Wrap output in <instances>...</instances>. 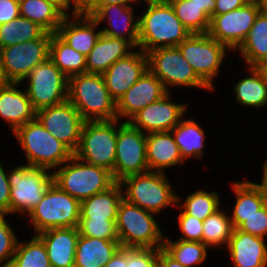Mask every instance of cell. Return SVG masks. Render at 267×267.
<instances>
[{
  "label": "cell",
  "mask_w": 267,
  "mask_h": 267,
  "mask_svg": "<svg viewBox=\"0 0 267 267\" xmlns=\"http://www.w3.org/2000/svg\"><path fill=\"white\" fill-rule=\"evenodd\" d=\"M68 100L85 121L116 120V101L103 75L82 73L68 78Z\"/></svg>",
  "instance_id": "1"
},
{
  "label": "cell",
  "mask_w": 267,
  "mask_h": 267,
  "mask_svg": "<svg viewBox=\"0 0 267 267\" xmlns=\"http://www.w3.org/2000/svg\"><path fill=\"white\" fill-rule=\"evenodd\" d=\"M147 6L138 23V48L145 53L159 47H177L191 34L170 3Z\"/></svg>",
  "instance_id": "2"
},
{
  "label": "cell",
  "mask_w": 267,
  "mask_h": 267,
  "mask_svg": "<svg viewBox=\"0 0 267 267\" xmlns=\"http://www.w3.org/2000/svg\"><path fill=\"white\" fill-rule=\"evenodd\" d=\"M22 150L25 152L27 164L47 170L60 167L74 153L56 137H54L35 118L19 127L14 133Z\"/></svg>",
  "instance_id": "3"
},
{
  "label": "cell",
  "mask_w": 267,
  "mask_h": 267,
  "mask_svg": "<svg viewBox=\"0 0 267 267\" xmlns=\"http://www.w3.org/2000/svg\"><path fill=\"white\" fill-rule=\"evenodd\" d=\"M52 173L53 183L80 203L108 190L116 181L106 168L88 164L75 155Z\"/></svg>",
  "instance_id": "4"
},
{
  "label": "cell",
  "mask_w": 267,
  "mask_h": 267,
  "mask_svg": "<svg viewBox=\"0 0 267 267\" xmlns=\"http://www.w3.org/2000/svg\"><path fill=\"white\" fill-rule=\"evenodd\" d=\"M155 215L122 199L116 220L121 247L163 248L165 235L161 232Z\"/></svg>",
  "instance_id": "5"
},
{
  "label": "cell",
  "mask_w": 267,
  "mask_h": 267,
  "mask_svg": "<svg viewBox=\"0 0 267 267\" xmlns=\"http://www.w3.org/2000/svg\"><path fill=\"white\" fill-rule=\"evenodd\" d=\"M123 199L155 214L164 208L177 204L175 193L163 172L148 171L130 175L120 182Z\"/></svg>",
  "instance_id": "6"
},
{
  "label": "cell",
  "mask_w": 267,
  "mask_h": 267,
  "mask_svg": "<svg viewBox=\"0 0 267 267\" xmlns=\"http://www.w3.org/2000/svg\"><path fill=\"white\" fill-rule=\"evenodd\" d=\"M122 123L119 119L85 121L74 155L83 162L106 168L114 178L117 130Z\"/></svg>",
  "instance_id": "7"
},
{
  "label": "cell",
  "mask_w": 267,
  "mask_h": 267,
  "mask_svg": "<svg viewBox=\"0 0 267 267\" xmlns=\"http://www.w3.org/2000/svg\"><path fill=\"white\" fill-rule=\"evenodd\" d=\"M80 202L52 183L41 201L29 212L34 234L62 227H78Z\"/></svg>",
  "instance_id": "8"
},
{
  "label": "cell",
  "mask_w": 267,
  "mask_h": 267,
  "mask_svg": "<svg viewBox=\"0 0 267 267\" xmlns=\"http://www.w3.org/2000/svg\"><path fill=\"white\" fill-rule=\"evenodd\" d=\"M49 170L21 164L8 170L10 214H29L53 183Z\"/></svg>",
  "instance_id": "9"
},
{
  "label": "cell",
  "mask_w": 267,
  "mask_h": 267,
  "mask_svg": "<svg viewBox=\"0 0 267 267\" xmlns=\"http://www.w3.org/2000/svg\"><path fill=\"white\" fill-rule=\"evenodd\" d=\"M177 47L196 75L212 91L215 90L213 80L220 71L229 49L208 33L190 34Z\"/></svg>",
  "instance_id": "10"
},
{
  "label": "cell",
  "mask_w": 267,
  "mask_h": 267,
  "mask_svg": "<svg viewBox=\"0 0 267 267\" xmlns=\"http://www.w3.org/2000/svg\"><path fill=\"white\" fill-rule=\"evenodd\" d=\"M146 54L148 69L163 83L168 92L171 91L170 87L179 86L211 91L196 75L178 47H159Z\"/></svg>",
  "instance_id": "11"
},
{
  "label": "cell",
  "mask_w": 267,
  "mask_h": 267,
  "mask_svg": "<svg viewBox=\"0 0 267 267\" xmlns=\"http://www.w3.org/2000/svg\"><path fill=\"white\" fill-rule=\"evenodd\" d=\"M51 33L0 49V64L9 82L21 83L39 64L49 59Z\"/></svg>",
  "instance_id": "12"
},
{
  "label": "cell",
  "mask_w": 267,
  "mask_h": 267,
  "mask_svg": "<svg viewBox=\"0 0 267 267\" xmlns=\"http://www.w3.org/2000/svg\"><path fill=\"white\" fill-rule=\"evenodd\" d=\"M24 80L35 111L68 100V77L50 59L37 65Z\"/></svg>",
  "instance_id": "13"
},
{
  "label": "cell",
  "mask_w": 267,
  "mask_h": 267,
  "mask_svg": "<svg viewBox=\"0 0 267 267\" xmlns=\"http://www.w3.org/2000/svg\"><path fill=\"white\" fill-rule=\"evenodd\" d=\"M148 171L146 134L133 128L124 119L117 130L114 180L120 182L127 176Z\"/></svg>",
  "instance_id": "14"
},
{
  "label": "cell",
  "mask_w": 267,
  "mask_h": 267,
  "mask_svg": "<svg viewBox=\"0 0 267 267\" xmlns=\"http://www.w3.org/2000/svg\"><path fill=\"white\" fill-rule=\"evenodd\" d=\"M260 12L258 0L221 15H212L208 34L232 51H237Z\"/></svg>",
  "instance_id": "15"
},
{
  "label": "cell",
  "mask_w": 267,
  "mask_h": 267,
  "mask_svg": "<svg viewBox=\"0 0 267 267\" xmlns=\"http://www.w3.org/2000/svg\"><path fill=\"white\" fill-rule=\"evenodd\" d=\"M35 118L73 153L77 150L85 120L69 100L36 111Z\"/></svg>",
  "instance_id": "16"
},
{
  "label": "cell",
  "mask_w": 267,
  "mask_h": 267,
  "mask_svg": "<svg viewBox=\"0 0 267 267\" xmlns=\"http://www.w3.org/2000/svg\"><path fill=\"white\" fill-rule=\"evenodd\" d=\"M170 92L144 107L127 121L133 128L144 134L171 131L183 118L187 110V103L171 101Z\"/></svg>",
  "instance_id": "17"
},
{
  "label": "cell",
  "mask_w": 267,
  "mask_h": 267,
  "mask_svg": "<svg viewBox=\"0 0 267 267\" xmlns=\"http://www.w3.org/2000/svg\"><path fill=\"white\" fill-rule=\"evenodd\" d=\"M148 69L147 54L139 49L115 61L102 75L111 97L118 102Z\"/></svg>",
  "instance_id": "18"
},
{
  "label": "cell",
  "mask_w": 267,
  "mask_h": 267,
  "mask_svg": "<svg viewBox=\"0 0 267 267\" xmlns=\"http://www.w3.org/2000/svg\"><path fill=\"white\" fill-rule=\"evenodd\" d=\"M168 93L163 83L149 70L132 85L116 103L117 119H129L139 110ZM123 118V119H121Z\"/></svg>",
  "instance_id": "19"
},
{
  "label": "cell",
  "mask_w": 267,
  "mask_h": 267,
  "mask_svg": "<svg viewBox=\"0 0 267 267\" xmlns=\"http://www.w3.org/2000/svg\"><path fill=\"white\" fill-rule=\"evenodd\" d=\"M131 5L108 4L101 6L91 17L98 25L103 21L108 22V27L100 29L105 36L126 39L135 48H138L139 18L134 15Z\"/></svg>",
  "instance_id": "20"
},
{
  "label": "cell",
  "mask_w": 267,
  "mask_h": 267,
  "mask_svg": "<svg viewBox=\"0 0 267 267\" xmlns=\"http://www.w3.org/2000/svg\"><path fill=\"white\" fill-rule=\"evenodd\" d=\"M37 236L45 244L51 267H74L78 227L49 229Z\"/></svg>",
  "instance_id": "21"
},
{
  "label": "cell",
  "mask_w": 267,
  "mask_h": 267,
  "mask_svg": "<svg viewBox=\"0 0 267 267\" xmlns=\"http://www.w3.org/2000/svg\"><path fill=\"white\" fill-rule=\"evenodd\" d=\"M98 26L91 16L83 13L65 16L57 34L73 49L87 57L102 33L97 30Z\"/></svg>",
  "instance_id": "22"
},
{
  "label": "cell",
  "mask_w": 267,
  "mask_h": 267,
  "mask_svg": "<svg viewBox=\"0 0 267 267\" xmlns=\"http://www.w3.org/2000/svg\"><path fill=\"white\" fill-rule=\"evenodd\" d=\"M20 83L9 82L0 88V117L7 122L13 133L27 122L33 121L36 111L33 109L26 90H20Z\"/></svg>",
  "instance_id": "23"
},
{
  "label": "cell",
  "mask_w": 267,
  "mask_h": 267,
  "mask_svg": "<svg viewBox=\"0 0 267 267\" xmlns=\"http://www.w3.org/2000/svg\"><path fill=\"white\" fill-rule=\"evenodd\" d=\"M226 249L230 253L234 267L267 266V246L264 238L235 228Z\"/></svg>",
  "instance_id": "24"
},
{
  "label": "cell",
  "mask_w": 267,
  "mask_h": 267,
  "mask_svg": "<svg viewBox=\"0 0 267 267\" xmlns=\"http://www.w3.org/2000/svg\"><path fill=\"white\" fill-rule=\"evenodd\" d=\"M146 159L149 171L163 173L185 162L171 131L146 134Z\"/></svg>",
  "instance_id": "25"
},
{
  "label": "cell",
  "mask_w": 267,
  "mask_h": 267,
  "mask_svg": "<svg viewBox=\"0 0 267 267\" xmlns=\"http://www.w3.org/2000/svg\"><path fill=\"white\" fill-rule=\"evenodd\" d=\"M135 47L126 39L101 33L86 57V73L103 74L115 61L127 57Z\"/></svg>",
  "instance_id": "26"
},
{
  "label": "cell",
  "mask_w": 267,
  "mask_h": 267,
  "mask_svg": "<svg viewBox=\"0 0 267 267\" xmlns=\"http://www.w3.org/2000/svg\"><path fill=\"white\" fill-rule=\"evenodd\" d=\"M236 196L233 213L230 216L233 228H238L244 218L253 215L267 203V193L261 184L251 181L231 183Z\"/></svg>",
  "instance_id": "27"
},
{
  "label": "cell",
  "mask_w": 267,
  "mask_h": 267,
  "mask_svg": "<svg viewBox=\"0 0 267 267\" xmlns=\"http://www.w3.org/2000/svg\"><path fill=\"white\" fill-rule=\"evenodd\" d=\"M122 199V187L119 182H116L108 190L97 193L81 202L80 219L116 221Z\"/></svg>",
  "instance_id": "28"
},
{
  "label": "cell",
  "mask_w": 267,
  "mask_h": 267,
  "mask_svg": "<svg viewBox=\"0 0 267 267\" xmlns=\"http://www.w3.org/2000/svg\"><path fill=\"white\" fill-rule=\"evenodd\" d=\"M120 247L119 241L98 239L79 234L74 267H103Z\"/></svg>",
  "instance_id": "29"
},
{
  "label": "cell",
  "mask_w": 267,
  "mask_h": 267,
  "mask_svg": "<svg viewBox=\"0 0 267 267\" xmlns=\"http://www.w3.org/2000/svg\"><path fill=\"white\" fill-rule=\"evenodd\" d=\"M249 67L267 63V14L258 13L250 32L237 49Z\"/></svg>",
  "instance_id": "30"
},
{
  "label": "cell",
  "mask_w": 267,
  "mask_h": 267,
  "mask_svg": "<svg viewBox=\"0 0 267 267\" xmlns=\"http://www.w3.org/2000/svg\"><path fill=\"white\" fill-rule=\"evenodd\" d=\"M251 74L234 86L235 97L244 107L261 108L267 104V79L261 67H249Z\"/></svg>",
  "instance_id": "31"
},
{
  "label": "cell",
  "mask_w": 267,
  "mask_h": 267,
  "mask_svg": "<svg viewBox=\"0 0 267 267\" xmlns=\"http://www.w3.org/2000/svg\"><path fill=\"white\" fill-rule=\"evenodd\" d=\"M171 133L184 161L191 156L202 159L205 147V131L193 118L187 120L182 118L171 130Z\"/></svg>",
  "instance_id": "32"
},
{
  "label": "cell",
  "mask_w": 267,
  "mask_h": 267,
  "mask_svg": "<svg viewBox=\"0 0 267 267\" xmlns=\"http://www.w3.org/2000/svg\"><path fill=\"white\" fill-rule=\"evenodd\" d=\"M20 16L38 24L48 33H57L65 15L47 0H19Z\"/></svg>",
  "instance_id": "33"
},
{
  "label": "cell",
  "mask_w": 267,
  "mask_h": 267,
  "mask_svg": "<svg viewBox=\"0 0 267 267\" xmlns=\"http://www.w3.org/2000/svg\"><path fill=\"white\" fill-rule=\"evenodd\" d=\"M49 59L68 78L86 73V56L73 49L57 33L51 35Z\"/></svg>",
  "instance_id": "34"
},
{
  "label": "cell",
  "mask_w": 267,
  "mask_h": 267,
  "mask_svg": "<svg viewBox=\"0 0 267 267\" xmlns=\"http://www.w3.org/2000/svg\"><path fill=\"white\" fill-rule=\"evenodd\" d=\"M46 31L33 21L19 16L0 25V49L41 38Z\"/></svg>",
  "instance_id": "35"
},
{
  "label": "cell",
  "mask_w": 267,
  "mask_h": 267,
  "mask_svg": "<svg viewBox=\"0 0 267 267\" xmlns=\"http://www.w3.org/2000/svg\"><path fill=\"white\" fill-rule=\"evenodd\" d=\"M233 230L230 216L218 209L203 221L202 243L212 250L223 245L227 247Z\"/></svg>",
  "instance_id": "36"
},
{
  "label": "cell",
  "mask_w": 267,
  "mask_h": 267,
  "mask_svg": "<svg viewBox=\"0 0 267 267\" xmlns=\"http://www.w3.org/2000/svg\"><path fill=\"white\" fill-rule=\"evenodd\" d=\"M163 249L177 262L187 267H195L208 257V247L202 242L171 240L165 235Z\"/></svg>",
  "instance_id": "37"
},
{
  "label": "cell",
  "mask_w": 267,
  "mask_h": 267,
  "mask_svg": "<svg viewBox=\"0 0 267 267\" xmlns=\"http://www.w3.org/2000/svg\"><path fill=\"white\" fill-rule=\"evenodd\" d=\"M177 18L191 34L208 33L211 17L193 1L169 0Z\"/></svg>",
  "instance_id": "38"
},
{
  "label": "cell",
  "mask_w": 267,
  "mask_h": 267,
  "mask_svg": "<svg viewBox=\"0 0 267 267\" xmlns=\"http://www.w3.org/2000/svg\"><path fill=\"white\" fill-rule=\"evenodd\" d=\"M13 267H51L45 244L34 235L30 241H19L11 260Z\"/></svg>",
  "instance_id": "39"
},
{
  "label": "cell",
  "mask_w": 267,
  "mask_h": 267,
  "mask_svg": "<svg viewBox=\"0 0 267 267\" xmlns=\"http://www.w3.org/2000/svg\"><path fill=\"white\" fill-rule=\"evenodd\" d=\"M184 204L180 205V201L182 198L177 197V203L179 206L191 216L198 218L199 220L204 221L209 215L215 213L218 209H220V199L218 192H207L204 189L198 190L193 193H189V195L185 198Z\"/></svg>",
  "instance_id": "40"
},
{
  "label": "cell",
  "mask_w": 267,
  "mask_h": 267,
  "mask_svg": "<svg viewBox=\"0 0 267 267\" xmlns=\"http://www.w3.org/2000/svg\"><path fill=\"white\" fill-rule=\"evenodd\" d=\"M78 230L83 236L119 241L116 221L113 220L80 219Z\"/></svg>",
  "instance_id": "41"
},
{
  "label": "cell",
  "mask_w": 267,
  "mask_h": 267,
  "mask_svg": "<svg viewBox=\"0 0 267 267\" xmlns=\"http://www.w3.org/2000/svg\"><path fill=\"white\" fill-rule=\"evenodd\" d=\"M7 214H0V266L10 264L16 250L18 238L6 221Z\"/></svg>",
  "instance_id": "42"
},
{
  "label": "cell",
  "mask_w": 267,
  "mask_h": 267,
  "mask_svg": "<svg viewBox=\"0 0 267 267\" xmlns=\"http://www.w3.org/2000/svg\"><path fill=\"white\" fill-rule=\"evenodd\" d=\"M176 206L182 210L177 217L182 235L177 239L202 242L203 221L188 215L178 203Z\"/></svg>",
  "instance_id": "43"
},
{
  "label": "cell",
  "mask_w": 267,
  "mask_h": 267,
  "mask_svg": "<svg viewBox=\"0 0 267 267\" xmlns=\"http://www.w3.org/2000/svg\"><path fill=\"white\" fill-rule=\"evenodd\" d=\"M237 229L265 239L267 236V203L253 215L244 218V222Z\"/></svg>",
  "instance_id": "44"
},
{
  "label": "cell",
  "mask_w": 267,
  "mask_h": 267,
  "mask_svg": "<svg viewBox=\"0 0 267 267\" xmlns=\"http://www.w3.org/2000/svg\"><path fill=\"white\" fill-rule=\"evenodd\" d=\"M159 248H127V267H156Z\"/></svg>",
  "instance_id": "45"
},
{
  "label": "cell",
  "mask_w": 267,
  "mask_h": 267,
  "mask_svg": "<svg viewBox=\"0 0 267 267\" xmlns=\"http://www.w3.org/2000/svg\"><path fill=\"white\" fill-rule=\"evenodd\" d=\"M0 163V214H10V191L8 172Z\"/></svg>",
  "instance_id": "46"
},
{
  "label": "cell",
  "mask_w": 267,
  "mask_h": 267,
  "mask_svg": "<svg viewBox=\"0 0 267 267\" xmlns=\"http://www.w3.org/2000/svg\"><path fill=\"white\" fill-rule=\"evenodd\" d=\"M20 16L19 0H0V25Z\"/></svg>",
  "instance_id": "47"
},
{
  "label": "cell",
  "mask_w": 267,
  "mask_h": 267,
  "mask_svg": "<svg viewBox=\"0 0 267 267\" xmlns=\"http://www.w3.org/2000/svg\"><path fill=\"white\" fill-rule=\"evenodd\" d=\"M250 0H215V8L212 15H221L243 7Z\"/></svg>",
  "instance_id": "48"
},
{
  "label": "cell",
  "mask_w": 267,
  "mask_h": 267,
  "mask_svg": "<svg viewBox=\"0 0 267 267\" xmlns=\"http://www.w3.org/2000/svg\"><path fill=\"white\" fill-rule=\"evenodd\" d=\"M133 4L135 0H92L83 10L82 13L92 16L101 6L108 4Z\"/></svg>",
  "instance_id": "49"
},
{
  "label": "cell",
  "mask_w": 267,
  "mask_h": 267,
  "mask_svg": "<svg viewBox=\"0 0 267 267\" xmlns=\"http://www.w3.org/2000/svg\"><path fill=\"white\" fill-rule=\"evenodd\" d=\"M49 3H52L57 7L65 16H71L68 11L73 5L72 16H76L82 13V10L75 4L74 0H47ZM73 3V4H72Z\"/></svg>",
  "instance_id": "50"
},
{
  "label": "cell",
  "mask_w": 267,
  "mask_h": 267,
  "mask_svg": "<svg viewBox=\"0 0 267 267\" xmlns=\"http://www.w3.org/2000/svg\"><path fill=\"white\" fill-rule=\"evenodd\" d=\"M103 267H127V248L120 247Z\"/></svg>",
  "instance_id": "51"
},
{
  "label": "cell",
  "mask_w": 267,
  "mask_h": 267,
  "mask_svg": "<svg viewBox=\"0 0 267 267\" xmlns=\"http://www.w3.org/2000/svg\"><path fill=\"white\" fill-rule=\"evenodd\" d=\"M156 267H187L177 262L163 248H159Z\"/></svg>",
  "instance_id": "52"
},
{
  "label": "cell",
  "mask_w": 267,
  "mask_h": 267,
  "mask_svg": "<svg viewBox=\"0 0 267 267\" xmlns=\"http://www.w3.org/2000/svg\"><path fill=\"white\" fill-rule=\"evenodd\" d=\"M194 4L203 8V10L211 17L215 8V0H190Z\"/></svg>",
  "instance_id": "53"
},
{
  "label": "cell",
  "mask_w": 267,
  "mask_h": 267,
  "mask_svg": "<svg viewBox=\"0 0 267 267\" xmlns=\"http://www.w3.org/2000/svg\"><path fill=\"white\" fill-rule=\"evenodd\" d=\"M262 171H263V178H262L261 185L263 186L264 191L267 193V159L262 165Z\"/></svg>",
  "instance_id": "54"
},
{
  "label": "cell",
  "mask_w": 267,
  "mask_h": 267,
  "mask_svg": "<svg viewBox=\"0 0 267 267\" xmlns=\"http://www.w3.org/2000/svg\"><path fill=\"white\" fill-rule=\"evenodd\" d=\"M140 0H135V3L139 2ZM147 5H156V4H166L169 3V0H144Z\"/></svg>",
  "instance_id": "55"
},
{
  "label": "cell",
  "mask_w": 267,
  "mask_h": 267,
  "mask_svg": "<svg viewBox=\"0 0 267 267\" xmlns=\"http://www.w3.org/2000/svg\"><path fill=\"white\" fill-rule=\"evenodd\" d=\"M9 83V81L6 79L2 65L0 64V88L6 86Z\"/></svg>",
  "instance_id": "56"
},
{
  "label": "cell",
  "mask_w": 267,
  "mask_h": 267,
  "mask_svg": "<svg viewBox=\"0 0 267 267\" xmlns=\"http://www.w3.org/2000/svg\"><path fill=\"white\" fill-rule=\"evenodd\" d=\"M92 0H74L75 4L83 10Z\"/></svg>",
  "instance_id": "57"
},
{
  "label": "cell",
  "mask_w": 267,
  "mask_h": 267,
  "mask_svg": "<svg viewBox=\"0 0 267 267\" xmlns=\"http://www.w3.org/2000/svg\"><path fill=\"white\" fill-rule=\"evenodd\" d=\"M260 5V11L267 14V0H258Z\"/></svg>",
  "instance_id": "58"
},
{
  "label": "cell",
  "mask_w": 267,
  "mask_h": 267,
  "mask_svg": "<svg viewBox=\"0 0 267 267\" xmlns=\"http://www.w3.org/2000/svg\"><path fill=\"white\" fill-rule=\"evenodd\" d=\"M261 69L263 70L265 76H266V79H267V63H265L264 65L261 66Z\"/></svg>",
  "instance_id": "59"
},
{
  "label": "cell",
  "mask_w": 267,
  "mask_h": 267,
  "mask_svg": "<svg viewBox=\"0 0 267 267\" xmlns=\"http://www.w3.org/2000/svg\"><path fill=\"white\" fill-rule=\"evenodd\" d=\"M1 267H13V265L11 263L6 265L3 264Z\"/></svg>",
  "instance_id": "60"
}]
</instances>
